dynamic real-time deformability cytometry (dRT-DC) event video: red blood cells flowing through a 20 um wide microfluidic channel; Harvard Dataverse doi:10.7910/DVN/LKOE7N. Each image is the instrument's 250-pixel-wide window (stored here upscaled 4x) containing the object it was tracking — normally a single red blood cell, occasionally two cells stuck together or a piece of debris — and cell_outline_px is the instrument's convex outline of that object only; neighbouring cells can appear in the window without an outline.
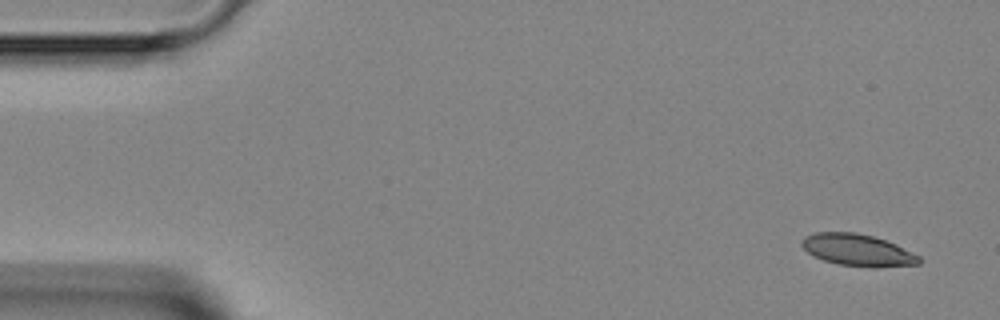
{"species": "Egyptian fruit bat (a non-hibernating species)", "species_latin": "Rousettus aegyptiacus", "temperature_condition": "room temperature", "stored_images_in_passage": 2, "camera_frame_rate_fps": 3000, "um_per_image_px": 0.085, "animal": {"sex": "female"}, "frame": {"image": 1, "passage_image": 2, "time_ms": 1.333, "image_size_px": [1000, 320], "cell_outline_px": [[920, 264], [872, 268], [840, 264], [824, 260], [812, 256], [800, 244], [800, 240], [804, 236], [816, 232], [856, 232], [872, 236], [896, 244], [920, 256]], "centroid_in_image_um": [72.88, 21.25], "position_along_channel_um": 12.1, "area_um2": 21.85}}